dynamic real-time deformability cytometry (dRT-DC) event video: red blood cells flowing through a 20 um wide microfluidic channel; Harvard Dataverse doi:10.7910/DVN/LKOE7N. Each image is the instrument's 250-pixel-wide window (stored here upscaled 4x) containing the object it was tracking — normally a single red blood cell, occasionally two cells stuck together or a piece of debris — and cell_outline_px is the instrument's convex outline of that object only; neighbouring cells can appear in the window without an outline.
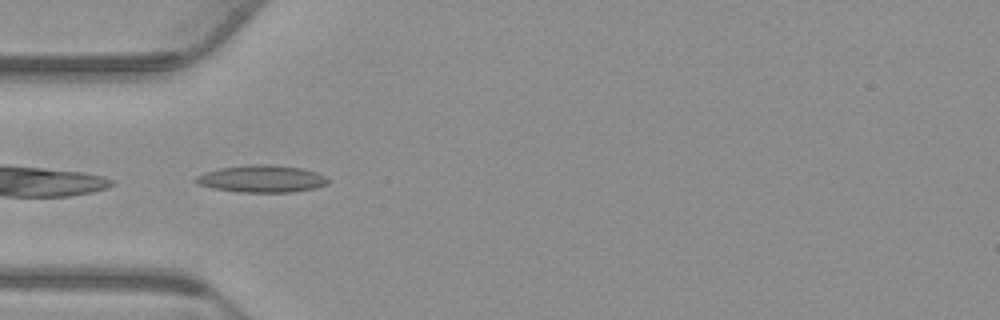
{"species": "common noctule bat (a hibernating species)", "species_latin": "Nyctalus noctula", "temperature_condition": "warm", "stored_images_in_passage": 24, "camera_frame_rate_fps": 3000, "um_per_image_px": 0.085, "animal": {"sex": "male", "body_mass_g": 23.1, "forearm_length_mm": 52.7}, "frame": {"image": 1, "passage_image": 1, "time_ms": 0.0, "image_size_px": [1000, 320], "cell_outline_px": [[328, 184], [316, 188], [292, 192], [240, 192], [212, 188], [200, 184], [196, 180], [196, 176], [204, 172], [220, 168], [248, 164], [272, 164], [304, 168], [316, 172], [324, 176], [328, 180]], "centroid_in_image_um": [22.28, 15.19], "position_along_channel_um": 62.7, "area_um2": 20.98}}
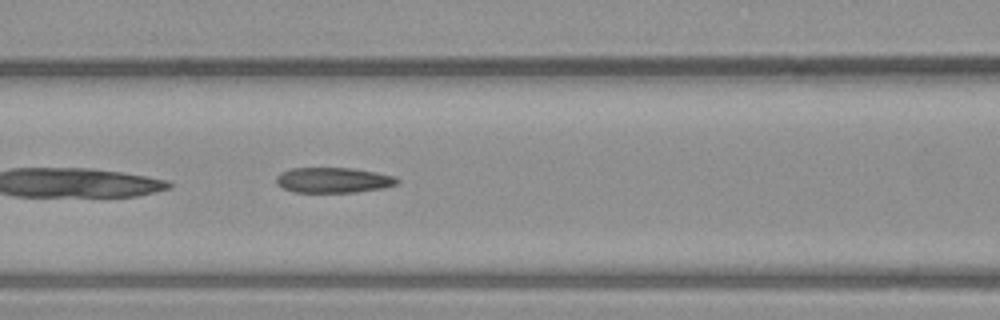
{"frame": {"image": 2, "passage_image": 7, "time_ms": 2.0, "image_size_px": [1000, 320], "cell_outline_px": [[400, 180], [396, 184], [384, 188], [356, 192], [292, 192], [276, 184], [276, 176], [280, 172], [292, 168], [352, 168], [376, 172], [396, 176]], "centroid_in_image_um": [28.33, 15.31], "position_along_channel_um": 138.3, "area_um2": 17.98}}
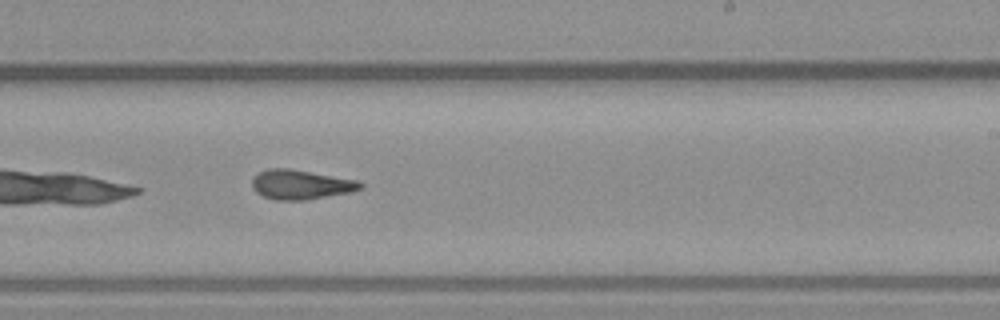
{"frame": {"image": 3, "passage_image": 17, "time_ms": 5.333, "image_size_px": [1000, 320], "cell_outline_px": [[364, 188], [348, 192], [304, 200], [276, 200], [264, 196], [256, 192], [252, 188], [252, 180], [260, 172], [268, 168], [288, 168], [360, 180], [364, 184]], "centroid_in_image_um": [25.59, 15.68], "position_along_channel_um": 263.4, "area_um2": 18.55}}